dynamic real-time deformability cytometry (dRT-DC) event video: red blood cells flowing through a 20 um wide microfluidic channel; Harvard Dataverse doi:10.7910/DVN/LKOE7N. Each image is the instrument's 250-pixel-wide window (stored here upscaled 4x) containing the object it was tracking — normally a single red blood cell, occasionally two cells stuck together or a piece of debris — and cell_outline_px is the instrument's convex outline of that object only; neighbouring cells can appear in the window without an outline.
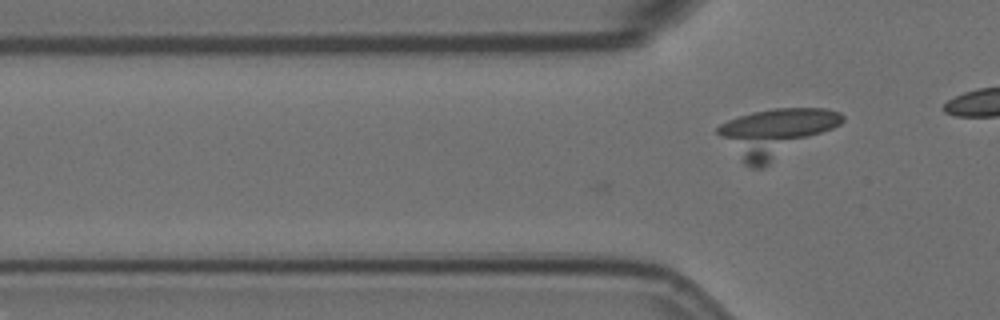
{"species": "Egyptian fruit bat (a non-hibernating species)", "species_latin": "Rousettus aegyptiacus", "temperature_condition": "room temperature", "stored_images_in_passage": 13, "camera_frame_rate_fps": 3000, "um_per_image_px": 0.085, "animal": {"sex": "female"}, "frame": {"image": 1, "passage_image": 13, "time_ms": 4.0, "image_size_px": [1000, 320], "cell_outline_px": [[844, 120], [840, 124], [768, 164], [760, 168], [752, 168], [744, 164], [716, 132], [716, 128], [720, 124], [728, 120], [752, 112], [776, 108], [824, 108], [840, 112], [844, 116]], "centroid_in_image_um": [65.89, 11.25], "position_along_channel_um": 59.9, "area_um2": 33.93}}